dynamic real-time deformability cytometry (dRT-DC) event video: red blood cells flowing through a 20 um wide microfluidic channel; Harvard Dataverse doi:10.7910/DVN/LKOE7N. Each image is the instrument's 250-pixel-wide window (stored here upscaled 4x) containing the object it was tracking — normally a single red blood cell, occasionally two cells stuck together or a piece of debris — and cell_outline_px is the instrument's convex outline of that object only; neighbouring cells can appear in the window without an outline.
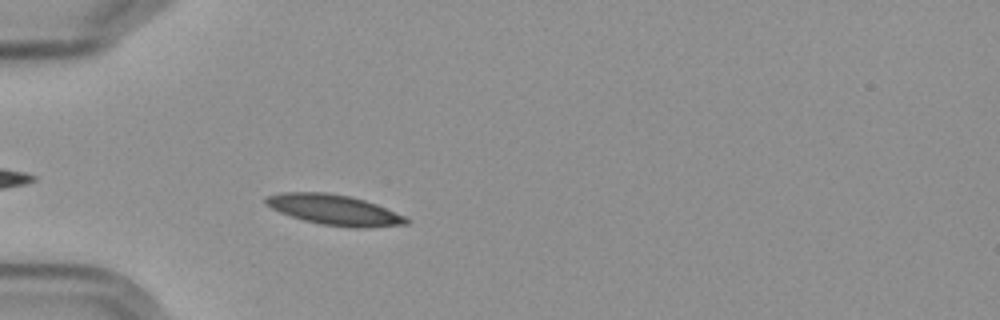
{"species": "Egyptian fruit bat (a non-hibernating species)", "species_latin": "Rousettus aegyptiacus", "temperature_condition": "cold", "stored_images_in_passage": 3, "camera_frame_rate_fps": 3000, "um_per_image_px": 0.085, "frame": {"image": 1, "passage_image": 3, "time_ms": 2.333, "image_size_px": [1000, 320], "cell_outline_px": [[412, 220], [408, 224], [368, 228], [348, 228], [320, 224], [304, 220], [280, 212], [264, 204], [264, 196], [280, 192], [324, 192], [348, 196], [364, 200], [376, 204], [408, 216]], "centroid_in_image_um": [28.45, 17.85], "position_along_channel_um": 56.6, "area_um2": 25.2}}